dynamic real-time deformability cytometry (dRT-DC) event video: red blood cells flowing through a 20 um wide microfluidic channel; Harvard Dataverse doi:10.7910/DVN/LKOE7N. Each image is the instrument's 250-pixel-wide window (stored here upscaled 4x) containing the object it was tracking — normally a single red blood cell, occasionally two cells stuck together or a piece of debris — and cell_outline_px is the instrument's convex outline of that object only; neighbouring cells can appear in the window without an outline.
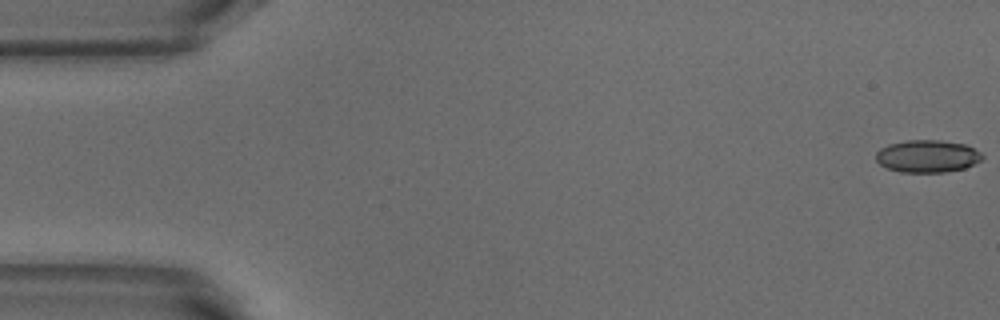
{"species": "common noctule bat (a hibernating species)", "species_latin": "Nyctalus noctula", "temperature_condition": "warm", "stored_images_in_passage": 52, "camera_frame_rate_fps": 3000, "um_per_image_px": 0.085, "animal": {"sex": "male", "body_mass_g": 18.8}, "frame": {"image": 1, "passage_image": 1, "time_ms": 0.0, "image_size_px": [1000, 320], "cell_outline_px": [[984, 156], [980, 160], [964, 168], [944, 172], [900, 172], [888, 168], [880, 164], [876, 160], [876, 152], [880, 148], [888, 144], [908, 140], [940, 140], [964, 144], [980, 152]], "centroid_in_image_um": [78.79, 13.27], "position_along_channel_um": 6.2, "area_um2": 19.94}}
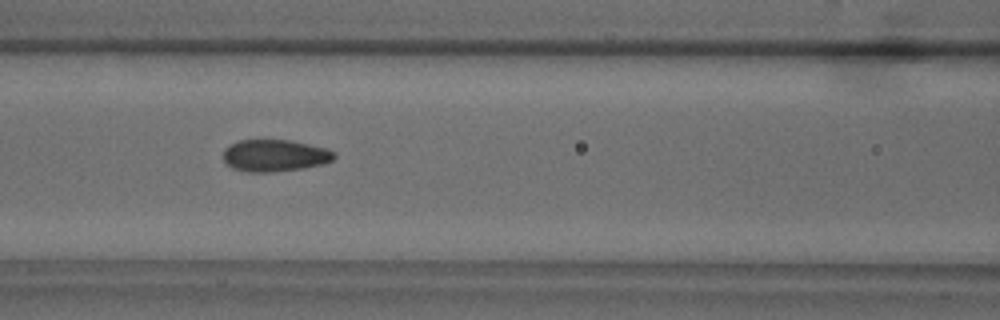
{"frame": {"image": 2, "passage_image": 22, "time_ms": 7.0, "image_size_px": [1000, 320], "cell_outline_px": [[336, 156], [332, 160], [324, 164], [304, 168], [272, 172], [248, 172], [232, 168], [224, 164], [224, 148], [240, 140], [292, 140], [328, 148], [336, 152]], "centroid_in_image_um": [23.38, 13.22], "position_along_channel_um": 143.2, "area_um2": 20.92}}
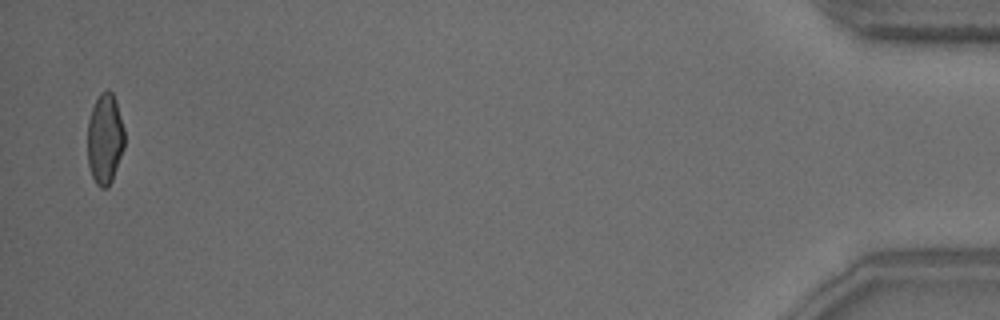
{"frame": {"image": 3, "passage_image": 51, "time_ms": 16.667, "image_size_px": [1000, 320], "cell_outline_px": [[124, 148], [112, 180], [108, 188], [100, 188], [96, 184], [92, 176], [88, 164], [88, 120], [92, 108], [100, 92], [108, 88], [112, 92], [116, 100], [124, 128]], "centroid_in_image_um": [8.92, 11.79], "position_along_channel_um": 426.3, "area_um2": 19.65}, "authors_computed_cell_mechanics": {"area_um2": 20.3167, "velocity_mm_per_s": 3.8763, "shape_relaxation_time_tau1_ms": 3.4765, "shape_relaxation_time_tau2_ms": 0.9481, "deformation_change_tau1": 0.1299, "deformation_change_tau2": 0.0622}}